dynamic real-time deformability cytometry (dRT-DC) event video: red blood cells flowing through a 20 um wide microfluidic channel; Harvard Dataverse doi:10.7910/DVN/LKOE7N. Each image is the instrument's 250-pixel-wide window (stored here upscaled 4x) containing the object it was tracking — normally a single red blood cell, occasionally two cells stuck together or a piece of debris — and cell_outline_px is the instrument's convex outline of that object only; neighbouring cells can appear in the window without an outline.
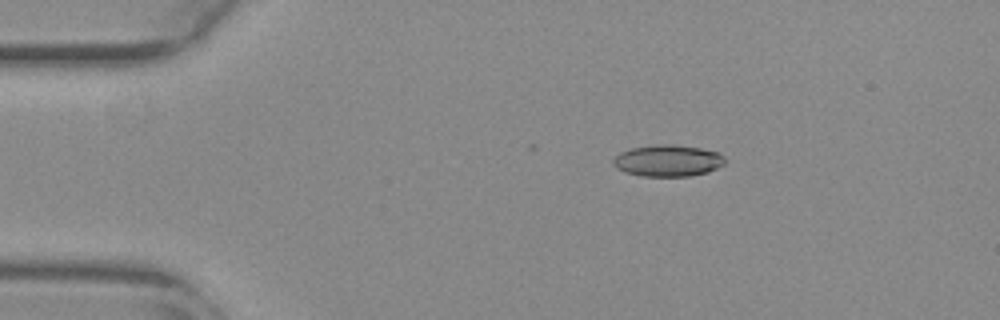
{"species": "common noctule bat (a hibernating species)", "species_latin": "Nyctalus noctula", "temperature_condition": "warm", "stored_images_in_passage": 13, "camera_frame_rate_fps": 3000, "um_per_image_px": 0.085, "animal": {"sex": "female", "body_mass_g": 29.2, "forearm_length_mm": 56.3}, "frame": {"image": 1, "passage_image": 9, "time_ms": 2.667, "image_size_px": [1000, 320], "cell_outline_px": [[728, 160], [724, 164], [708, 172], [688, 176], [640, 176], [624, 172], [616, 168], [612, 164], [612, 160], [620, 152], [632, 148], [652, 144], [672, 144], [700, 148], [720, 152]], "centroid_in_image_um": [56.77, 13.65], "position_along_channel_um": 28.2, "area_um2": 20.87}}